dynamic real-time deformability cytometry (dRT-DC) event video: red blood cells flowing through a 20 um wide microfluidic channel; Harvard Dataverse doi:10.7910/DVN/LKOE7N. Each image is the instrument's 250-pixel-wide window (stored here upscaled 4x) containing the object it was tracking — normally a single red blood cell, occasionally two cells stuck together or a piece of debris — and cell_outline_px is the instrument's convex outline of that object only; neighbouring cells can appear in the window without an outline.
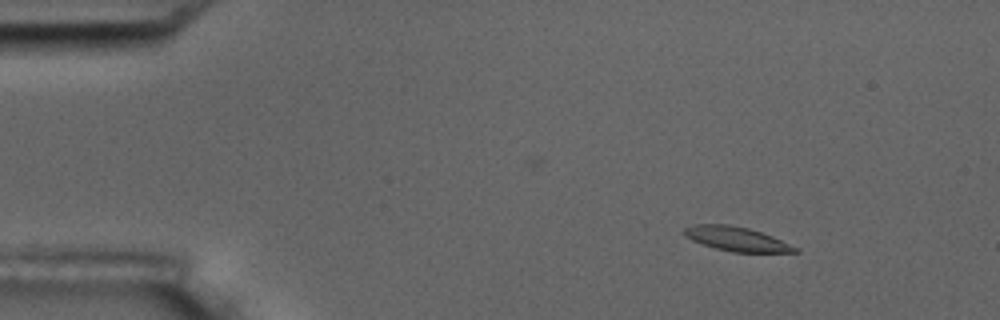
{"species": "common noctule bat (a hibernating species)", "species_latin": "Nyctalus noctula", "temperature_condition": "room temperature", "stored_images_in_passage": 4, "camera_frame_rate_fps": 3000, "um_per_image_px": 0.085, "animal": {"sex": "male", "body_mass_g": 17.5, "forearm_length_mm": 52.3}, "frame": {"image": 1, "passage_image": 1, "time_ms": 0.0, "image_size_px": [1000, 320], "cell_outline_px": [[800, 252], [732, 252], [716, 248], [692, 240], [684, 236], [684, 228], [692, 224], [728, 224], [748, 228], [772, 236], [800, 248]], "centroid_in_image_um": [62.62, 20.3], "position_along_channel_um": 22.4, "area_um2": 15.61}}
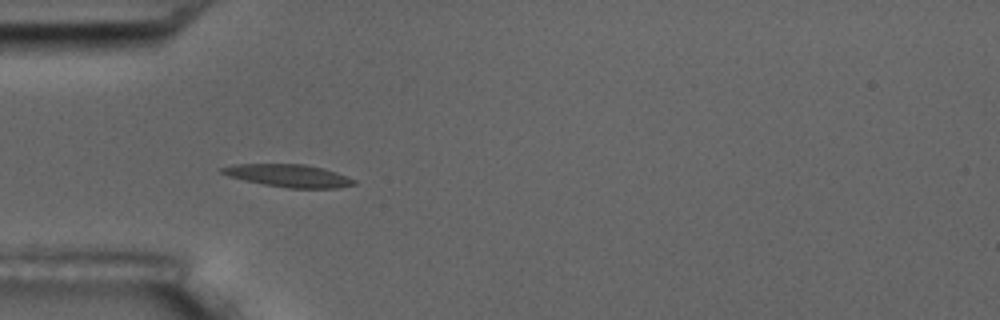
{"frame": {"image": 2, "passage_image": 3, "time_ms": 3.333, "image_size_px": [1000, 320], "cell_outline_px": [[356, 184], [336, 188], [288, 188], [264, 184], [244, 180], [228, 176], [220, 172], [220, 168], [232, 164], [304, 164], [336, 172], [356, 180]], "centroid_in_image_um": [24.5, 14.93], "position_along_channel_um": 60.5, "area_um2": 17.28}}